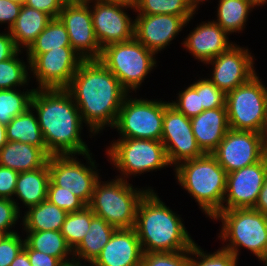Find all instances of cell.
Masks as SVG:
<instances>
[{
    "instance_id": "6da1fadb",
    "label": "cell",
    "mask_w": 267,
    "mask_h": 266,
    "mask_svg": "<svg viewBox=\"0 0 267 266\" xmlns=\"http://www.w3.org/2000/svg\"><path fill=\"white\" fill-rule=\"evenodd\" d=\"M65 89L77 105L90 138L105 127L112 129L129 94L100 60H83Z\"/></svg>"
},
{
    "instance_id": "7a4b0ae2",
    "label": "cell",
    "mask_w": 267,
    "mask_h": 266,
    "mask_svg": "<svg viewBox=\"0 0 267 266\" xmlns=\"http://www.w3.org/2000/svg\"><path fill=\"white\" fill-rule=\"evenodd\" d=\"M31 107L50 156H81L91 151L81 135L85 125L78 107L65 88L35 89Z\"/></svg>"
},
{
    "instance_id": "3957f363",
    "label": "cell",
    "mask_w": 267,
    "mask_h": 266,
    "mask_svg": "<svg viewBox=\"0 0 267 266\" xmlns=\"http://www.w3.org/2000/svg\"><path fill=\"white\" fill-rule=\"evenodd\" d=\"M173 211L153 190L141 198L134 229L144 253L179 252L192 248L194 241L183 218Z\"/></svg>"
},
{
    "instance_id": "277c9868",
    "label": "cell",
    "mask_w": 267,
    "mask_h": 266,
    "mask_svg": "<svg viewBox=\"0 0 267 266\" xmlns=\"http://www.w3.org/2000/svg\"><path fill=\"white\" fill-rule=\"evenodd\" d=\"M178 185L195 200L206 218L223 210L227 173L213 154L204 153L173 168Z\"/></svg>"
},
{
    "instance_id": "5b68a950",
    "label": "cell",
    "mask_w": 267,
    "mask_h": 266,
    "mask_svg": "<svg viewBox=\"0 0 267 266\" xmlns=\"http://www.w3.org/2000/svg\"><path fill=\"white\" fill-rule=\"evenodd\" d=\"M211 220L222 223L218 233L221 248L238 259L242 247L258 260L267 253V215L254 208H237L219 211Z\"/></svg>"
},
{
    "instance_id": "8992f818",
    "label": "cell",
    "mask_w": 267,
    "mask_h": 266,
    "mask_svg": "<svg viewBox=\"0 0 267 266\" xmlns=\"http://www.w3.org/2000/svg\"><path fill=\"white\" fill-rule=\"evenodd\" d=\"M135 187L121 178L115 177L109 181L100 178L94 186L88 207L94 215L116 229L134 228L138 204L148 190H153L151 186Z\"/></svg>"
},
{
    "instance_id": "52a82bcc",
    "label": "cell",
    "mask_w": 267,
    "mask_h": 266,
    "mask_svg": "<svg viewBox=\"0 0 267 266\" xmlns=\"http://www.w3.org/2000/svg\"><path fill=\"white\" fill-rule=\"evenodd\" d=\"M105 152L107 161L120 173L115 177L124 180L171 166L165 147L158 140L117 138Z\"/></svg>"
},
{
    "instance_id": "ba28073f",
    "label": "cell",
    "mask_w": 267,
    "mask_h": 266,
    "mask_svg": "<svg viewBox=\"0 0 267 266\" xmlns=\"http://www.w3.org/2000/svg\"><path fill=\"white\" fill-rule=\"evenodd\" d=\"M156 57L154 52L134 38L105 46L99 60L116 76L129 94L132 91L136 94L148 74L157 67Z\"/></svg>"
},
{
    "instance_id": "9c48e42d",
    "label": "cell",
    "mask_w": 267,
    "mask_h": 266,
    "mask_svg": "<svg viewBox=\"0 0 267 266\" xmlns=\"http://www.w3.org/2000/svg\"><path fill=\"white\" fill-rule=\"evenodd\" d=\"M138 98L131 94L125 97L112 129L118 138L161 141L164 109L170 101Z\"/></svg>"
},
{
    "instance_id": "30bf717a",
    "label": "cell",
    "mask_w": 267,
    "mask_h": 266,
    "mask_svg": "<svg viewBox=\"0 0 267 266\" xmlns=\"http://www.w3.org/2000/svg\"><path fill=\"white\" fill-rule=\"evenodd\" d=\"M229 128L261 133L267 117V86L257 73L226 94Z\"/></svg>"
},
{
    "instance_id": "8fae6325",
    "label": "cell",
    "mask_w": 267,
    "mask_h": 266,
    "mask_svg": "<svg viewBox=\"0 0 267 266\" xmlns=\"http://www.w3.org/2000/svg\"><path fill=\"white\" fill-rule=\"evenodd\" d=\"M92 152L81 155L86 163L79 161L77 155L49 156L48 168L50 180L62 190H67L89 205L94 186L102 175H99V164L92 156ZM97 163V164H96ZM99 170V171H98Z\"/></svg>"
},
{
    "instance_id": "7c38bea8",
    "label": "cell",
    "mask_w": 267,
    "mask_h": 266,
    "mask_svg": "<svg viewBox=\"0 0 267 266\" xmlns=\"http://www.w3.org/2000/svg\"><path fill=\"white\" fill-rule=\"evenodd\" d=\"M58 18L67 29L74 51L83 60H99L102 48L95 36L89 3L86 0L66 1Z\"/></svg>"
},
{
    "instance_id": "4fadbf2b",
    "label": "cell",
    "mask_w": 267,
    "mask_h": 266,
    "mask_svg": "<svg viewBox=\"0 0 267 266\" xmlns=\"http://www.w3.org/2000/svg\"><path fill=\"white\" fill-rule=\"evenodd\" d=\"M82 61L72 47L51 49L30 62V78L36 79V89L66 88Z\"/></svg>"
},
{
    "instance_id": "5bb4252c",
    "label": "cell",
    "mask_w": 267,
    "mask_h": 266,
    "mask_svg": "<svg viewBox=\"0 0 267 266\" xmlns=\"http://www.w3.org/2000/svg\"><path fill=\"white\" fill-rule=\"evenodd\" d=\"M253 55L248 46L242 47L235 43L228 50L205 63V66L212 65L210 69L212 71L207 78L228 94L257 74L254 66L256 59Z\"/></svg>"
},
{
    "instance_id": "9a60e30c",
    "label": "cell",
    "mask_w": 267,
    "mask_h": 266,
    "mask_svg": "<svg viewBox=\"0 0 267 266\" xmlns=\"http://www.w3.org/2000/svg\"><path fill=\"white\" fill-rule=\"evenodd\" d=\"M161 142L172 169L204 154L197 145L190 118L171 104L164 109Z\"/></svg>"
},
{
    "instance_id": "2e32d148",
    "label": "cell",
    "mask_w": 267,
    "mask_h": 266,
    "mask_svg": "<svg viewBox=\"0 0 267 266\" xmlns=\"http://www.w3.org/2000/svg\"><path fill=\"white\" fill-rule=\"evenodd\" d=\"M87 2L90 5L95 36L102 49L109 44L134 39L135 20L127 12L130 9L135 12L134 6Z\"/></svg>"
},
{
    "instance_id": "e0dca14e",
    "label": "cell",
    "mask_w": 267,
    "mask_h": 266,
    "mask_svg": "<svg viewBox=\"0 0 267 266\" xmlns=\"http://www.w3.org/2000/svg\"><path fill=\"white\" fill-rule=\"evenodd\" d=\"M212 154L227 174L265 157L260 133L233 129L227 131Z\"/></svg>"
},
{
    "instance_id": "ac0fdd59",
    "label": "cell",
    "mask_w": 267,
    "mask_h": 266,
    "mask_svg": "<svg viewBox=\"0 0 267 266\" xmlns=\"http://www.w3.org/2000/svg\"><path fill=\"white\" fill-rule=\"evenodd\" d=\"M267 174V157L227 174L223 210L254 208Z\"/></svg>"
},
{
    "instance_id": "d6986e66",
    "label": "cell",
    "mask_w": 267,
    "mask_h": 266,
    "mask_svg": "<svg viewBox=\"0 0 267 266\" xmlns=\"http://www.w3.org/2000/svg\"><path fill=\"white\" fill-rule=\"evenodd\" d=\"M193 17L171 14L137 15L134 19V38L157 55L173 42L184 27L187 28Z\"/></svg>"
},
{
    "instance_id": "ffe728a7",
    "label": "cell",
    "mask_w": 267,
    "mask_h": 266,
    "mask_svg": "<svg viewBox=\"0 0 267 266\" xmlns=\"http://www.w3.org/2000/svg\"><path fill=\"white\" fill-rule=\"evenodd\" d=\"M200 24L183 38L185 51L191 53L194 59L203 65L228 50L235 44L229 40V34L213 20L199 22Z\"/></svg>"
},
{
    "instance_id": "44dd1931",
    "label": "cell",
    "mask_w": 267,
    "mask_h": 266,
    "mask_svg": "<svg viewBox=\"0 0 267 266\" xmlns=\"http://www.w3.org/2000/svg\"><path fill=\"white\" fill-rule=\"evenodd\" d=\"M143 254L134 228L116 229L91 266H141Z\"/></svg>"
},
{
    "instance_id": "7402d4cb",
    "label": "cell",
    "mask_w": 267,
    "mask_h": 266,
    "mask_svg": "<svg viewBox=\"0 0 267 266\" xmlns=\"http://www.w3.org/2000/svg\"><path fill=\"white\" fill-rule=\"evenodd\" d=\"M192 131L203 153L212 154L230 129L226 107L204 110L191 117Z\"/></svg>"
},
{
    "instance_id": "603a6c76",
    "label": "cell",
    "mask_w": 267,
    "mask_h": 266,
    "mask_svg": "<svg viewBox=\"0 0 267 266\" xmlns=\"http://www.w3.org/2000/svg\"><path fill=\"white\" fill-rule=\"evenodd\" d=\"M49 182L48 163L44 167L19 173L13 201L21 214V208L27 210L47 200Z\"/></svg>"
},
{
    "instance_id": "cb8c5ba5",
    "label": "cell",
    "mask_w": 267,
    "mask_h": 266,
    "mask_svg": "<svg viewBox=\"0 0 267 266\" xmlns=\"http://www.w3.org/2000/svg\"><path fill=\"white\" fill-rule=\"evenodd\" d=\"M47 148L18 141H8L0 150V166L20 172L44 167L49 159Z\"/></svg>"
},
{
    "instance_id": "d4e9b609",
    "label": "cell",
    "mask_w": 267,
    "mask_h": 266,
    "mask_svg": "<svg viewBox=\"0 0 267 266\" xmlns=\"http://www.w3.org/2000/svg\"><path fill=\"white\" fill-rule=\"evenodd\" d=\"M52 19L42 11L22 5L15 24L9 30L16 47L27 51Z\"/></svg>"
},
{
    "instance_id": "484cf974",
    "label": "cell",
    "mask_w": 267,
    "mask_h": 266,
    "mask_svg": "<svg viewBox=\"0 0 267 266\" xmlns=\"http://www.w3.org/2000/svg\"><path fill=\"white\" fill-rule=\"evenodd\" d=\"M115 230L114 226L95 215L91 219L89 231L73 250L74 259L91 265L108 243Z\"/></svg>"
},
{
    "instance_id": "4316f807",
    "label": "cell",
    "mask_w": 267,
    "mask_h": 266,
    "mask_svg": "<svg viewBox=\"0 0 267 266\" xmlns=\"http://www.w3.org/2000/svg\"><path fill=\"white\" fill-rule=\"evenodd\" d=\"M20 226L22 231H60L67 216V212L48 200L23 211Z\"/></svg>"
},
{
    "instance_id": "83f0119b",
    "label": "cell",
    "mask_w": 267,
    "mask_h": 266,
    "mask_svg": "<svg viewBox=\"0 0 267 266\" xmlns=\"http://www.w3.org/2000/svg\"><path fill=\"white\" fill-rule=\"evenodd\" d=\"M217 5L213 21L229 35L243 33L249 14L258 6L253 0H218Z\"/></svg>"
},
{
    "instance_id": "f1b7e54d",
    "label": "cell",
    "mask_w": 267,
    "mask_h": 266,
    "mask_svg": "<svg viewBox=\"0 0 267 266\" xmlns=\"http://www.w3.org/2000/svg\"><path fill=\"white\" fill-rule=\"evenodd\" d=\"M25 243L32 249L58 258L62 263L73 260V251L60 231H22Z\"/></svg>"
},
{
    "instance_id": "f546056e",
    "label": "cell",
    "mask_w": 267,
    "mask_h": 266,
    "mask_svg": "<svg viewBox=\"0 0 267 266\" xmlns=\"http://www.w3.org/2000/svg\"><path fill=\"white\" fill-rule=\"evenodd\" d=\"M7 141H18L39 148H46L38 118L32 107L14 117L6 125Z\"/></svg>"
},
{
    "instance_id": "4dcf8cb0",
    "label": "cell",
    "mask_w": 267,
    "mask_h": 266,
    "mask_svg": "<svg viewBox=\"0 0 267 266\" xmlns=\"http://www.w3.org/2000/svg\"><path fill=\"white\" fill-rule=\"evenodd\" d=\"M60 47H71L70 39L60 19L53 18L24 55L27 57L26 60L31 62L37 55Z\"/></svg>"
},
{
    "instance_id": "1f68e13d",
    "label": "cell",
    "mask_w": 267,
    "mask_h": 266,
    "mask_svg": "<svg viewBox=\"0 0 267 266\" xmlns=\"http://www.w3.org/2000/svg\"><path fill=\"white\" fill-rule=\"evenodd\" d=\"M22 53L23 51L19 50L11 58L0 62V90L23 89L29 87L30 81H33L30 79V62H25L23 57H20Z\"/></svg>"
},
{
    "instance_id": "d6a6232c",
    "label": "cell",
    "mask_w": 267,
    "mask_h": 266,
    "mask_svg": "<svg viewBox=\"0 0 267 266\" xmlns=\"http://www.w3.org/2000/svg\"><path fill=\"white\" fill-rule=\"evenodd\" d=\"M21 91V88L0 90V123L7 125L14 117L31 107V99L36 88ZM25 90V91H24Z\"/></svg>"
},
{
    "instance_id": "836d02e7",
    "label": "cell",
    "mask_w": 267,
    "mask_h": 266,
    "mask_svg": "<svg viewBox=\"0 0 267 266\" xmlns=\"http://www.w3.org/2000/svg\"><path fill=\"white\" fill-rule=\"evenodd\" d=\"M137 15L171 14L181 17H192L196 13L188 0H136Z\"/></svg>"
},
{
    "instance_id": "e575fe53",
    "label": "cell",
    "mask_w": 267,
    "mask_h": 266,
    "mask_svg": "<svg viewBox=\"0 0 267 266\" xmlns=\"http://www.w3.org/2000/svg\"><path fill=\"white\" fill-rule=\"evenodd\" d=\"M94 216L93 211L88 206L80 211L67 214L60 232L72 251L89 231L91 219Z\"/></svg>"
},
{
    "instance_id": "d590c367",
    "label": "cell",
    "mask_w": 267,
    "mask_h": 266,
    "mask_svg": "<svg viewBox=\"0 0 267 266\" xmlns=\"http://www.w3.org/2000/svg\"><path fill=\"white\" fill-rule=\"evenodd\" d=\"M238 260L234 254L221 247L208 253L195 242L190 249L189 266H237Z\"/></svg>"
},
{
    "instance_id": "8d00e7d4",
    "label": "cell",
    "mask_w": 267,
    "mask_h": 266,
    "mask_svg": "<svg viewBox=\"0 0 267 266\" xmlns=\"http://www.w3.org/2000/svg\"><path fill=\"white\" fill-rule=\"evenodd\" d=\"M183 89L176 94L178 95L176 100H171L170 104L186 117L199 115L204 111L203 107H200V77Z\"/></svg>"
},
{
    "instance_id": "74e56055",
    "label": "cell",
    "mask_w": 267,
    "mask_h": 266,
    "mask_svg": "<svg viewBox=\"0 0 267 266\" xmlns=\"http://www.w3.org/2000/svg\"><path fill=\"white\" fill-rule=\"evenodd\" d=\"M190 249L179 252L144 253L141 266H189Z\"/></svg>"
},
{
    "instance_id": "f35d334b",
    "label": "cell",
    "mask_w": 267,
    "mask_h": 266,
    "mask_svg": "<svg viewBox=\"0 0 267 266\" xmlns=\"http://www.w3.org/2000/svg\"><path fill=\"white\" fill-rule=\"evenodd\" d=\"M47 200L67 213L80 211L87 206L80 198L67 190H62V187L56 186L51 180L48 186Z\"/></svg>"
},
{
    "instance_id": "ab89813d",
    "label": "cell",
    "mask_w": 267,
    "mask_h": 266,
    "mask_svg": "<svg viewBox=\"0 0 267 266\" xmlns=\"http://www.w3.org/2000/svg\"><path fill=\"white\" fill-rule=\"evenodd\" d=\"M205 77H200V107L204 110L226 107V94Z\"/></svg>"
},
{
    "instance_id": "60d3db41",
    "label": "cell",
    "mask_w": 267,
    "mask_h": 266,
    "mask_svg": "<svg viewBox=\"0 0 267 266\" xmlns=\"http://www.w3.org/2000/svg\"><path fill=\"white\" fill-rule=\"evenodd\" d=\"M25 245V237L20 232L7 235L0 242V266H10V264L21 252Z\"/></svg>"
},
{
    "instance_id": "b9f144b4",
    "label": "cell",
    "mask_w": 267,
    "mask_h": 266,
    "mask_svg": "<svg viewBox=\"0 0 267 266\" xmlns=\"http://www.w3.org/2000/svg\"><path fill=\"white\" fill-rule=\"evenodd\" d=\"M21 213L12 199L0 198V230L8 235L18 231L14 230L17 223L20 222Z\"/></svg>"
},
{
    "instance_id": "7bdbcfd3",
    "label": "cell",
    "mask_w": 267,
    "mask_h": 266,
    "mask_svg": "<svg viewBox=\"0 0 267 266\" xmlns=\"http://www.w3.org/2000/svg\"><path fill=\"white\" fill-rule=\"evenodd\" d=\"M19 173L13 169L0 166V198H14Z\"/></svg>"
},
{
    "instance_id": "ee69618b",
    "label": "cell",
    "mask_w": 267,
    "mask_h": 266,
    "mask_svg": "<svg viewBox=\"0 0 267 266\" xmlns=\"http://www.w3.org/2000/svg\"><path fill=\"white\" fill-rule=\"evenodd\" d=\"M22 4L13 2L12 0H0V24H6L4 28L10 30L15 24L20 13Z\"/></svg>"
},
{
    "instance_id": "f6af8a7d",
    "label": "cell",
    "mask_w": 267,
    "mask_h": 266,
    "mask_svg": "<svg viewBox=\"0 0 267 266\" xmlns=\"http://www.w3.org/2000/svg\"><path fill=\"white\" fill-rule=\"evenodd\" d=\"M66 0H26L25 5L42 11L52 18H58Z\"/></svg>"
},
{
    "instance_id": "bcb514c9",
    "label": "cell",
    "mask_w": 267,
    "mask_h": 266,
    "mask_svg": "<svg viewBox=\"0 0 267 266\" xmlns=\"http://www.w3.org/2000/svg\"><path fill=\"white\" fill-rule=\"evenodd\" d=\"M23 249L29 257L31 266H60L62 264L58 258L37 250H32L26 243Z\"/></svg>"
},
{
    "instance_id": "7dc6e473",
    "label": "cell",
    "mask_w": 267,
    "mask_h": 266,
    "mask_svg": "<svg viewBox=\"0 0 267 266\" xmlns=\"http://www.w3.org/2000/svg\"><path fill=\"white\" fill-rule=\"evenodd\" d=\"M18 51L19 49L16 47L10 31L4 29V31L0 33V62L11 58Z\"/></svg>"
},
{
    "instance_id": "c3c4849f",
    "label": "cell",
    "mask_w": 267,
    "mask_h": 266,
    "mask_svg": "<svg viewBox=\"0 0 267 266\" xmlns=\"http://www.w3.org/2000/svg\"><path fill=\"white\" fill-rule=\"evenodd\" d=\"M254 209L258 212L267 215V174L261 188L260 194L258 195Z\"/></svg>"
},
{
    "instance_id": "681fc988",
    "label": "cell",
    "mask_w": 267,
    "mask_h": 266,
    "mask_svg": "<svg viewBox=\"0 0 267 266\" xmlns=\"http://www.w3.org/2000/svg\"><path fill=\"white\" fill-rule=\"evenodd\" d=\"M10 266H31L29 257L24 249L19 252Z\"/></svg>"
},
{
    "instance_id": "f907efd6",
    "label": "cell",
    "mask_w": 267,
    "mask_h": 266,
    "mask_svg": "<svg viewBox=\"0 0 267 266\" xmlns=\"http://www.w3.org/2000/svg\"><path fill=\"white\" fill-rule=\"evenodd\" d=\"M86 1L121 4L125 6H135V2H136V0H86Z\"/></svg>"
},
{
    "instance_id": "816d5d0a",
    "label": "cell",
    "mask_w": 267,
    "mask_h": 266,
    "mask_svg": "<svg viewBox=\"0 0 267 266\" xmlns=\"http://www.w3.org/2000/svg\"><path fill=\"white\" fill-rule=\"evenodd\" d=\"M261 140H262V147L264 155L267 157V117L265 119L263 128L261 130Z\"/></svg>"
},
{
    "instance_id": "f5cc1de1",
    "label": "cell",
    "mask_w": 267,
    "mask_h": 266,
    "mask_svg": "<svg viewBox=\"0 0 267 266\" xmlns=\"http://www.w3.org/2000/svg\"><path fill=\"white\" fill-rule=\"evenodd\" d=\"M7 142L6 125L0 123V150Z\"/></svg>"
},
{
    "instance_id": "db71d44e",
    "label": "cell",
    "mask_w": 267,
    "mask_h": 266,
    "mask_svg": "<svg viewBox=\"0 0 267 266\" xmlns=\"http://www.w3.org/2000/svg\"><path fill=\"white\" fill-rule=\"evenodd\" d=\"M208 2L209 0H188L189 5L192 7L194 12L197 14V11L200 10V5L204 4L205 2Z\"/></svg>"
},
{
    "instance_id": "11a10c76",
    "label": "cell",
    "mask_w": 267,
    "mask_h": 266,
    "mask_svg": "<svg viewBox=\"0 0 267 266\" xmlns=\"http://www.w3.org/2000/svg\"><path fill=\"white\" fill-rule=\"evenodd\" d=\"M60 266H88V264H85V263H82L81 261L73 259L68 262L62 263Z\"/></svg>"
},
{
    "instance_id": "9f6ffc18",
    "label": "cell",
    "mask_w": 267,
    "mask_h": 266,
    "mask_svg": "<svg viewBox=\"0 0 267 266\" xmlns=\"http://www.w3.org/2000/svg\"><path fill=\"white\" fill-rule=\"evenodd\" d=\"M253 1L258 5V7L261 6V8L262 6L267 5V0H253Z\"/></svg>"
},
{
    "instance_id": "6f0895ef",
    "label": "cell",
    "mask_w": 267,
    "mask_h": 266,
    "mask_svg": "<svg viewBox=\"0 0 267 266\" xmlns=\"http://www.w3.org/2000/svg\"><path fill=\"white\" fill-rule=\"evenodd\" d=\"M258 261H260V263H263V266H267V253L262 256Z\"/></svg>"
},
{
    "instance_id": "680465c9",
    "label": "cell",
    "mask_w": 267,
    "mask_h": 266,
    "mask_svg": "<svg viewBox=\"0 0 267 266\" xmlns=\"http://www.w3.org/2000/svg\"><path fill=\"white\" fill-rule=\"evenodd\" d=\"M8 234L4 231L0 230V242L7 236Z\"/></svg>"
},
{
    "instance_id": "91938a15",
    "label": "cell",
    "mask_w": 267,
    "mask_h": 266,
    "mask_svg": "<svg viewBox=\"0 0 267 266\" xmlns=\"http://www.w3.org/2000/svg\"><path fill=\"white\" fill-rule=\"evenodd\" d=\"M12 1L24 5L26 0H12Z\"/></svg>"
}]
</instances>
